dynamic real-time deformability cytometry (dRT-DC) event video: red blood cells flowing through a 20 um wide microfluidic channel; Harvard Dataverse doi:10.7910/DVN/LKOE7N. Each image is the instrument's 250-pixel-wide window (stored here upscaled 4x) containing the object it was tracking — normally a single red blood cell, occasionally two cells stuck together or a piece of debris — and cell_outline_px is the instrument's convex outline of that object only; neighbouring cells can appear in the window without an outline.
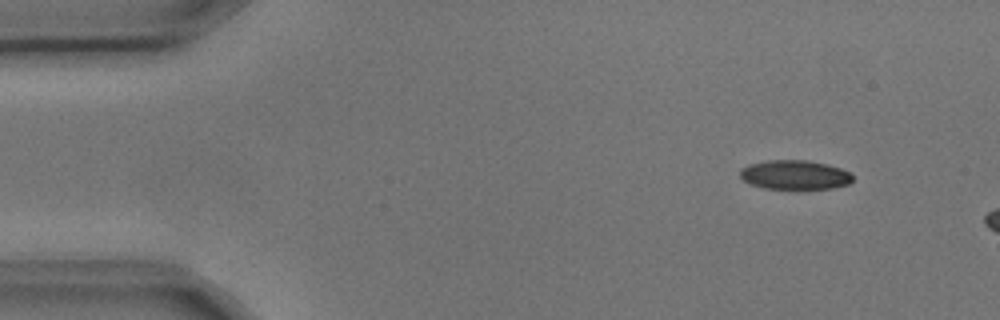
{"species": "common noctule bat (a hibernating species)", "species_latin": "Nyctalus noctula", "temperature_condition": "cold", "stored_images_in_passage": 3, "camera_frame_rate_fps": 3000, "um_per_image_px": 0.085, "animal": {"sex": "male", "body_mass_g": 17.9, "forearm_length_mm": 54.2}, "frame": {"image": 1, "passage_image": 1, "time_ms": 0.0, "image_size_px": [1000, 320], "cell_outline_px": [[852, 180], [848, 184], [832, 188], [796, 192], [764, 188], [752, 184], [744, 180], [740, 176], [740, 168], [748, 164], [768, 160], [808, 160], [828, 164], [840, 168], [848, 172], [852, 176]], "centroid_in_image_um": [67.55, 14.9], "position_along_channel_um": 17.5, "area_um2": 20.0}}